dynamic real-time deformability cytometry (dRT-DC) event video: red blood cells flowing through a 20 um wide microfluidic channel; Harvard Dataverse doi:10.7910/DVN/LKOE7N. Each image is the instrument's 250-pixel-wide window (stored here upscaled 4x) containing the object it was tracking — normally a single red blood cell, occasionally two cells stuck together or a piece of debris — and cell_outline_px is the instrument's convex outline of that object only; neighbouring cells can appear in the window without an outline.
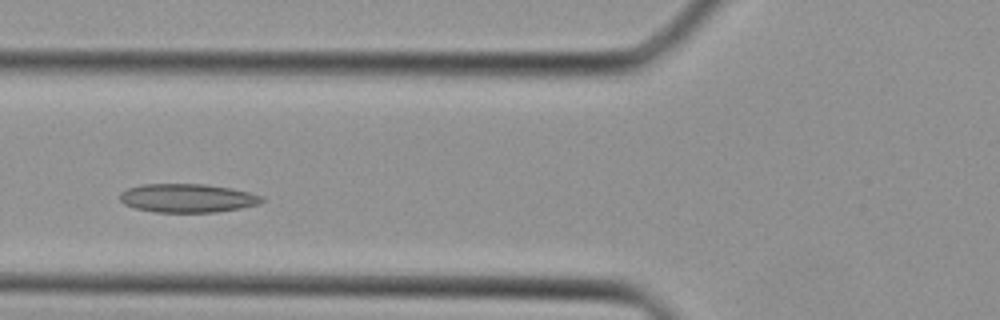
{"species": "Egyptian fruit bat (a non-hibernating species)", "species_latin": "Rousettus aegyptiacus", "temperature_condition": "cold", "stored_images_in_passage": 34, "camera_frame_rate_fps": 3000, "um_per_image_px": 0.085, "animal": {"sex": "female"}, "frame": {"image": 1, "passage_image": 9, "time_ms": 2.667, "image_size_px": [1000, 320], "cell_outline_px": [[264, 200], [260, 204], [240, 208], [216, 212], [156, 212], [136, 208], [124, 204], [120, 200], [120, 192], [128, 188], [140, 184], [204, 184], [232, 188], [264, 196]], "centroid_in_image_um": [15.94, 16.83], "position_along_channel_um": 109.9, "area_um2": 23.76}}
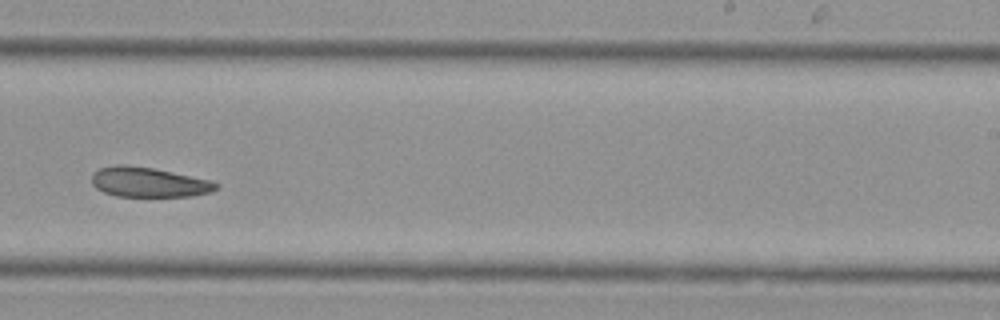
{"frame": {"image": 2, "passage_image": 19, "time_ms": 6.0, "image_size_px": [1000, 320], "cell_outline_px": [[220, 184], [212, 192], [192, 196], [116, 196], [104, 192], [96, 188], [92, 184], [92, 176], [100, 168], [116, 164], [124, 164], [152, 168], [212, 180]], "centroid_in_image_um": [12.66, 15.49], "position_along_channel_um": 276.3, "area_um2": 21.56}}
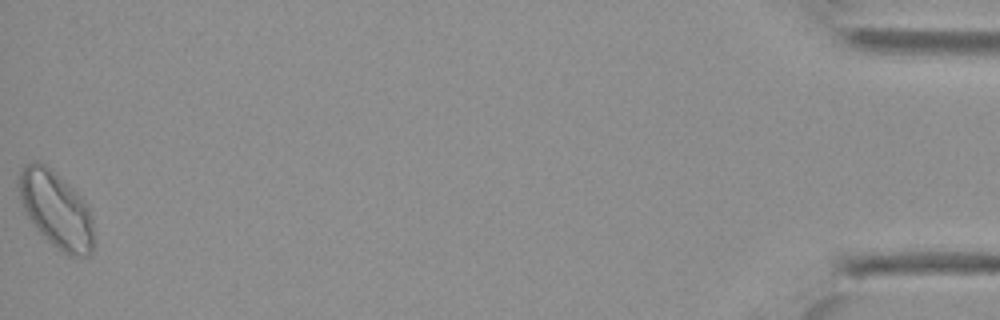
{"frame": {"image": 3, "passage_image": 34, "time_ms": 11.0, "image_size_px": [1000, 320], "cell_outline_px": [[92, 252], [88, 256], [68, 256], [52, 244], [36, 228], [28, 216], [20, 200], [16, 184], [16, 180], [20, 168], [24, 164], [32, 160], [36, 160], [44, 164], [64, 180], [88, 204], [92, 216]], "centroid_in_image_um": [4.73, 17.77], "position_along_channel_um": 430.5, "area_um2": 33.52}}